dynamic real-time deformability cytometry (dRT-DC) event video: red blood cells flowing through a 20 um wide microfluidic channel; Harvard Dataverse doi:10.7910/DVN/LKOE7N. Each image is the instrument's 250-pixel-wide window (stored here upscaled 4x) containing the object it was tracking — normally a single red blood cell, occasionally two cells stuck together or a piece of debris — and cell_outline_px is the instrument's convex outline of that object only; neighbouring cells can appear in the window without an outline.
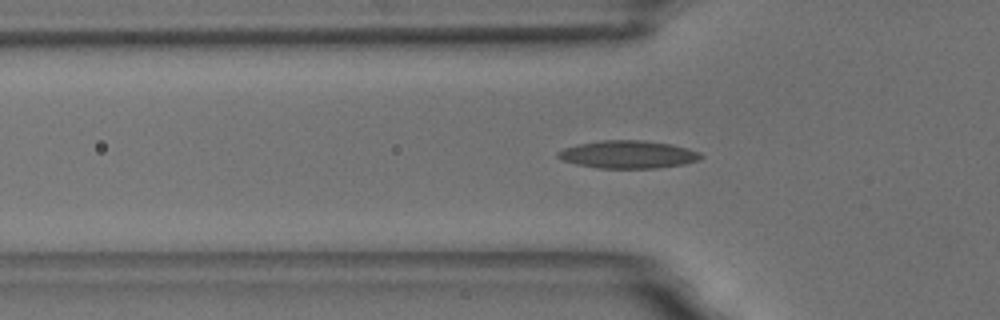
{"species": "common noctule bat (a hibernating species)", "species_latin": "Nyctalus noctula", "temperature_condition": "room temperature", "stored_images_in_passage": 43, "camera_frame_rate_fps": 3000, "um_per_image_px": 0.085, "animal": {"sex": "male", "body_mass_g": 18.8}, "frame": {"image": 1, "passage_image": 11, "time_ms": 3.333, "image_size_px": [1000, 320], "cell_outline_px": [[704, 156], [700, 160], [684, 164], [656, 168], [596, 168], [576, 164], [560, 160], [556, 156], [556, 152], [564, 148], [580, 144], [600, 140], [644, 140], [672, 144], [688, 148], [700, 152]], "centroid_in_image_um": [53.39, 13.13], "position_along_channel_um": 72.4, "area_um2": 23.35}}
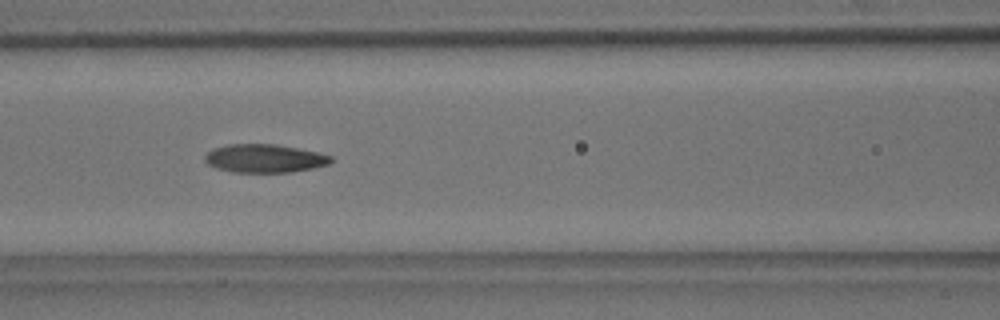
{"frame": {"image": 2, "passage_image": 17, "time_ms": 5.333, "image_size_px": [1000, 320], "cell_outline_px": [[332, 160], [328, 164], [312, 168], [292, 172], [232, 172], [216, 168], [208, 164], [204, 160], [204, 156], [208, 152], [216, 148], [228, 144], [276, 144], [316, 152], [332, 156]], "centroid_in_image_um": [22.46, 13.47], "position_along_channel_um": 144.1, "area_um2": 20.63}}
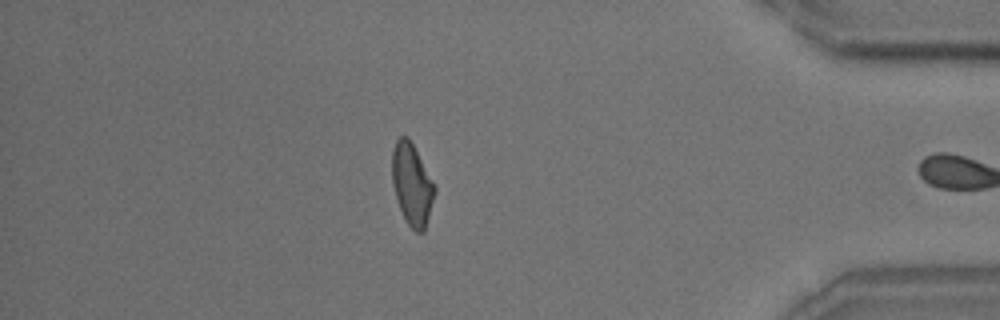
{"frame": {"image": 3, "passage_image": 42, "time_ms": 13.667, "image_size_px": [1000, 320], "cell_outline_px": [[436, 192], [424, 232], [416, 232], [408, 224], [400, 208], [392, 184], [392, 152], [396, 140], [400, 136], [408, 136], [432, 180], [436, 188]], "centroid_in_image_um": [35.01, 15.67], "position_along_channel_um": 400.2, "area_um2": 20.0}, "authors_computed_cell_mechanics": {"area_um2": 20.5768, "velocity_mm_per_s": 3.5259, "shape_relaxation_time_tau1_ms": 7.4524, "shape_relaxation_time_tau2_ms": 3.1499, "deformation_change_tau1": 0.1867, "deformation_change_tau2": 0.0953}}